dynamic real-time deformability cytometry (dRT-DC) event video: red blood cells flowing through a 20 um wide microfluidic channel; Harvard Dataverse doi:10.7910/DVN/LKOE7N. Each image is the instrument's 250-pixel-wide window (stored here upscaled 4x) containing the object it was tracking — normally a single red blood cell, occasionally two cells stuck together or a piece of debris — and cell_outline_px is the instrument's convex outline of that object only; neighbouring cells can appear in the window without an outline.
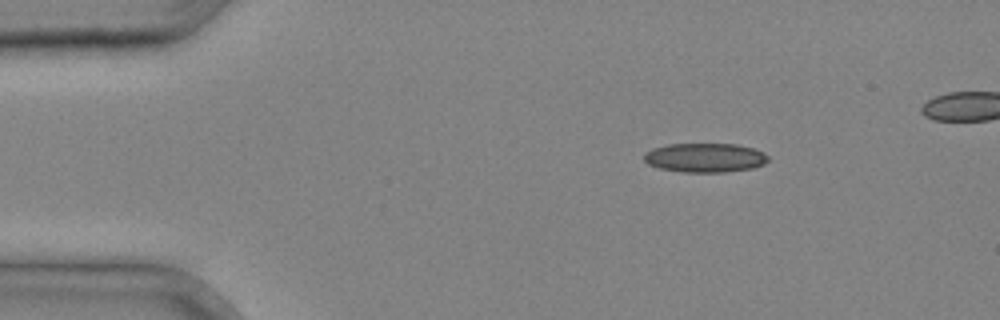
{"species": "common noctule bat (a hibernating species)", "species_latin": "Nyctalus noctula", "temperature_condition": "cold", "stored_images_in_passage": 31, "camera_frame_rate_fps": 3000, "um_per_image_px": 0.085, "animal": {"sex": "male", "body_mass_g": 20.4}, "frame": {"image": 1, "passage_image": 1, "time_ms": 0.0, "image_size_px": [1000, 320], "cell_outline_px": [[768, 160], [764, 164], [752, 168], [724, 172], [684, 172], [660, 168], [648, 164], [644, 160], [644, 152], [652, 148], [668, 144], [736, 144], [752, 148], [764, 152], [768, 156]], "centroid_in_image_um": [59.91, 13.4], "position_along_channel_um": 25.1, "area_um2": 21.1}}
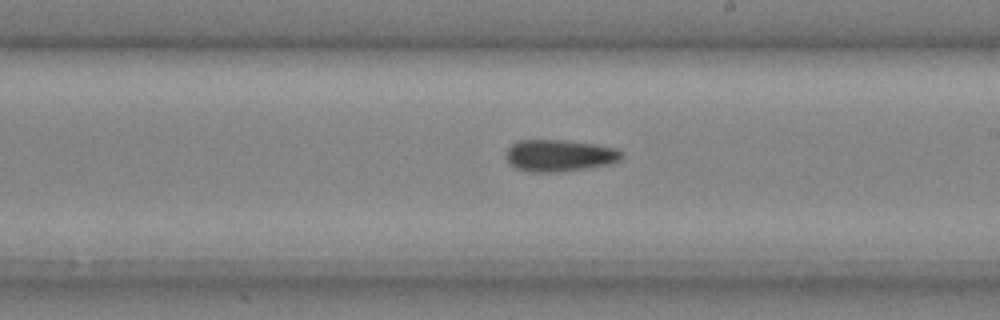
{"frame": {"image": 2, "passage_image": 17, "time_ms": 5.333, "image_size_px": [1000, 320], "cell_outline_px": [[624, 156], [620, 160], [608, 164], [560, 172], [528, 172], [516, 168], [508, 164], [508, 148], [512, 144], [520, 140], [564, 140], [596, 144], [616, 148], [624, 152]], "centroid_in_image_um": [47.58, 13.22], "position_along_channel_um": 241.4, "area_um2": 21.44}}
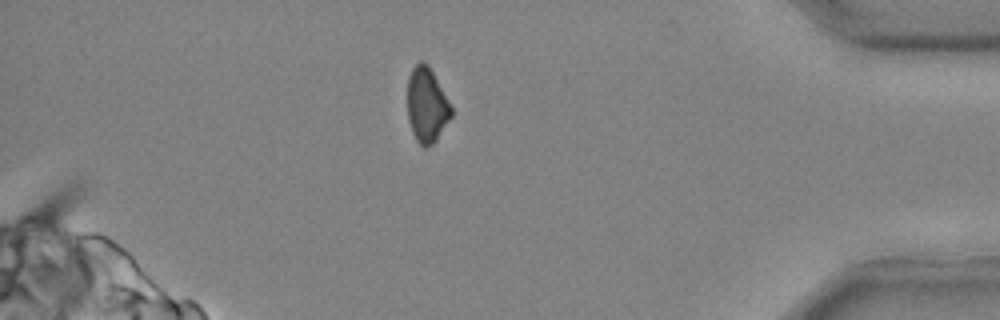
{"frame": {"image": 3, "passage_image": 28, "time_ms": 9.0, "image_size_px": [1000, 320], "cell_outline_px": [[452, 116], [436, 140], [432, 144], [424, 148], [416, 140], [412, 132], [408, 120], [408, 76], [412, 68], [420, 60], [424, 60], [428, 64], [452, 108]], "centroid_in_image_um": [36.26, 8.93], "position_along_channel_um": 398.9, "area_um2": 19.02}}